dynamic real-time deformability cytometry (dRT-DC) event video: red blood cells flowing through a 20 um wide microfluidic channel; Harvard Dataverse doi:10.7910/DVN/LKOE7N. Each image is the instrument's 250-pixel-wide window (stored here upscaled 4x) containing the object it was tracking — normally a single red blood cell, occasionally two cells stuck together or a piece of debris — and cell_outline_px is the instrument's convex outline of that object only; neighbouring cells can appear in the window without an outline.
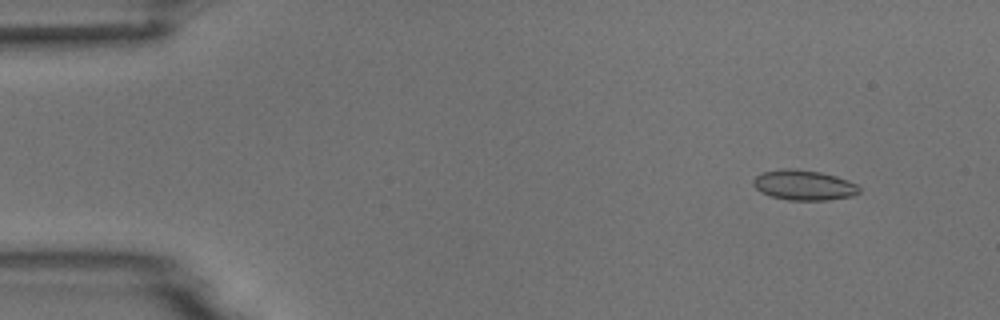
{"species": "common noctule bat (a hibernating species)", "species_latin": "Nyctalus noctula", "temperature_condition": "room temperature", "stored_images_in_passage": 5, "camera_frame_rate_fps": 3000, "um_per_image_px": 0.085, "animal": {"sex": "male", "body_mass_g": 18.8}, "frame": {"image": 1, "passage_image": 2, "time_ms": 1.0, "image_size_px": [1000, 320], "cell_outline_px": [[860, 192], [852, 196], [828, 200], [788, 200], [772, 196], [760, 192], [752, 184], [752, 180], [756, 176], [764, 172], [792, 168], [820, 172], [836, 176], [848, 180], [856, 184], [860, 188]], "centroid_in_image_um": [68.34, 15.74], "position_along_channel_um": 16.7, "area_um2": 18.5}}